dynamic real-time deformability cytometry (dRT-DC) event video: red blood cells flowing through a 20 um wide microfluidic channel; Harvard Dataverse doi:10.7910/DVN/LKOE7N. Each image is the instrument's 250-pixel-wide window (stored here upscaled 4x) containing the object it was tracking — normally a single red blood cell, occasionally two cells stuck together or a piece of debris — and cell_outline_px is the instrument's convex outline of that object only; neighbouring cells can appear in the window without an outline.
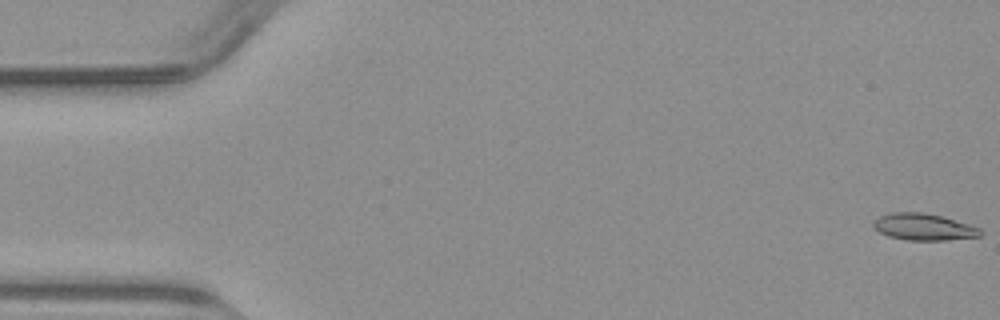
{"species": "common noctule bat (a hibernating species)", "species_latin": "Nyctalus noctula", "temperature_condition": "warm", "stored_images_in_passage": 51, "camera_frame_rate_fps": 3000, "um_per_image_px": 0.085, "animal": {"sex": "male", "body_mass_g": 23.1, "forearm_length_mm": 52.7}, "frame": {"image": 1, "passage_image": 1, "time_ms": 0.0, "image_size_px": [1000, 320], "cell_outline_px": [[984, 232], [980, 236], [948, 240], [908, 240], [888, 236], [872, 228], [872, 220], [880, 216], [892, 212], [924, 212], [940, 216], [968, 224], [980, 228]], "centroid_in_image_um": [78.48, 19.29], "position_along_channel_um": 6.5, "area_um2": 16.7}}
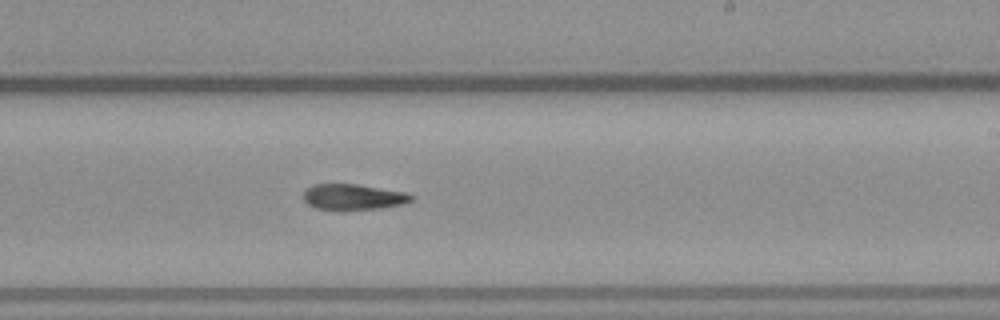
{"frame": {"image": 2, "passage_image": 30, "time_ms": 9.667, "image_size_px": [1000, 320], "cell_outline_px": [[416, 200], [404, 204], [380, 208], [344, 212], [340, 212], [316, 208], [308, 204], [304, 200], [304, 188], [312, 184], [356, 184], [408, 192], [416, 196]], "centroid_in_image_um": [30.06, 16.77], "position_along_channel_um": 258.9, "area_um2": 17.05}}
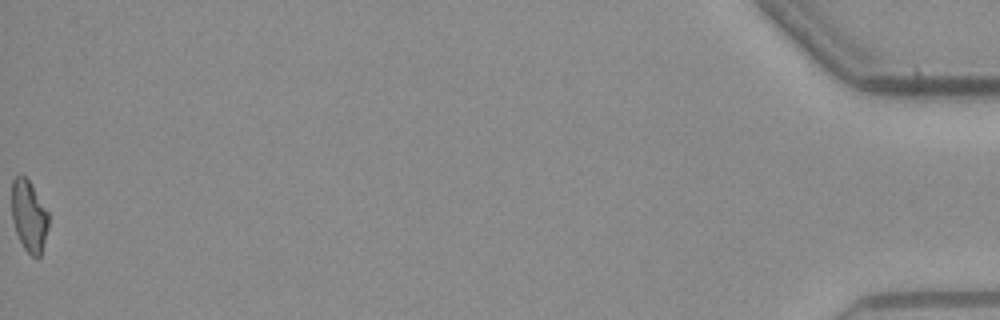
{"frame": {"image": 3, "passage_image": 51, "time_ms": 16.667, "image_size_px": [1000, 320], "cell_outline_px": [[48, 228], [40, 256], [36, 260], [24, 248], [16, 232], [12, 220], [12, 180], [20, 172], [32, 184], [48, 212]], "centroid_in_image_um": [2.46, 18.34], "position_along_channel_um": 432.7, "area_um2": 15.37}}